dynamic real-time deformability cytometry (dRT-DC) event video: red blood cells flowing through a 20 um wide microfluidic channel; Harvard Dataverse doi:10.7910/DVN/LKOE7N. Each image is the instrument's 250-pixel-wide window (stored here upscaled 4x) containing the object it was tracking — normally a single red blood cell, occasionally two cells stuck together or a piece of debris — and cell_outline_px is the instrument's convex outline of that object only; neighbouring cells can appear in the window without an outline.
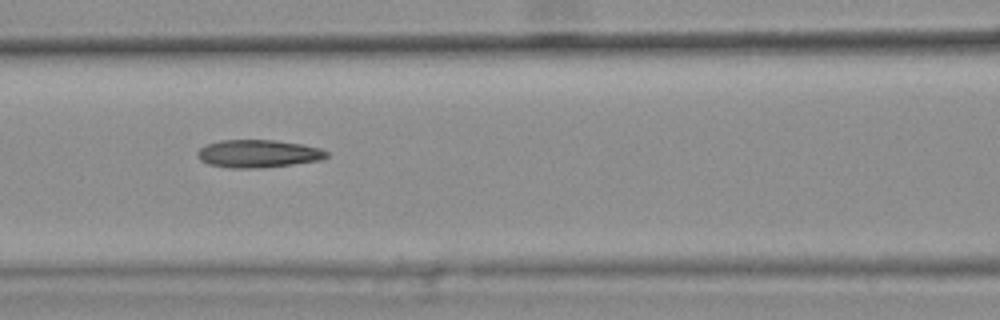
{"species": "common noctule bat (a hibernating species)", "species_latin": "Nyctalus noctula", "temperature_condition": "warm", "stored_images_in_passage": 35, "camera_frame_rate_fps": 3000, "um_per_image_px": 0.085, "animal": {"sex": "female", "body_mass_g": 25.1}, "frame": {"image": 1, "passage_image": 11, "time_ms": 3.333, "image_size_px": [1000, 320], "cell_outline_px": [[328, 156], [320, 160], [292, 164], [260, 168], [228, 168], [208, 164], [200, 160], [196, 156], [196, 152], [204, 144], [220, 140], [276, 140], [300, 144], [320, 148], [328, 152]], "centroid_in_image_um": [21.88, 13.06], "position_along_channel_um": 144.7, "area_um2": 21.04}, "authors_computed_cell_mechanics": {"area_um2": 20.4612, "velocity_mm_per_s": 3.8145, "shape_relaxation_time_tau1_ms": null, "shape_relaxation_time_tau2_ms": 10.1284, "deformation_change_tau1": null, "deformation_change_tau2": 0.229}}